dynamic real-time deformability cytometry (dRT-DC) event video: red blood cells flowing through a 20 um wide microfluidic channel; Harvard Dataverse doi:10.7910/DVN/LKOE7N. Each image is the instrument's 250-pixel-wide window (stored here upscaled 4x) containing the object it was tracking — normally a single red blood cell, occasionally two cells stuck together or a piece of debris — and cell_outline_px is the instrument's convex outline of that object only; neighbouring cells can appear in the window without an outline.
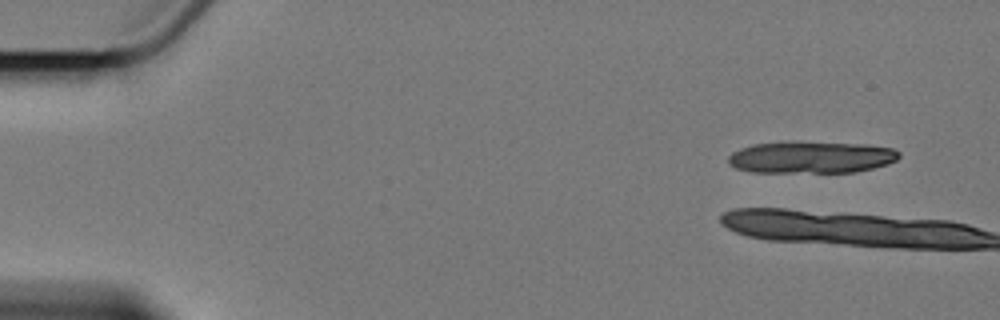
{"species": "Egyptian fruit bat (a non-hibernating species)", "species_latin": "Rousettus aegyptiacus", "temperature_condition": "cold", "stored_images_in_passage": 8, "camera_frame_rate_fps": 3000, "um_per_image_px": 0.085, "animal": {"sex": "female"}, "frame": {"image": 1, "passage_image": 1, "time_ms": 0.0, "image_size_px": [1000, 320], "cell_outline_px": [[900, 156], [896, 160], [888, 164], [856, 172], [752, 172], [736, 168], [728, 164], [728, 156], [732, 152], [740, 148], [752, 144], [792, 140], [868, 144], [892, 148], [900, 152]], "centroid_in_image_um": [68.93, 13.34], "position_along_channel_um": 16.1, "area_um2": 32.48}}
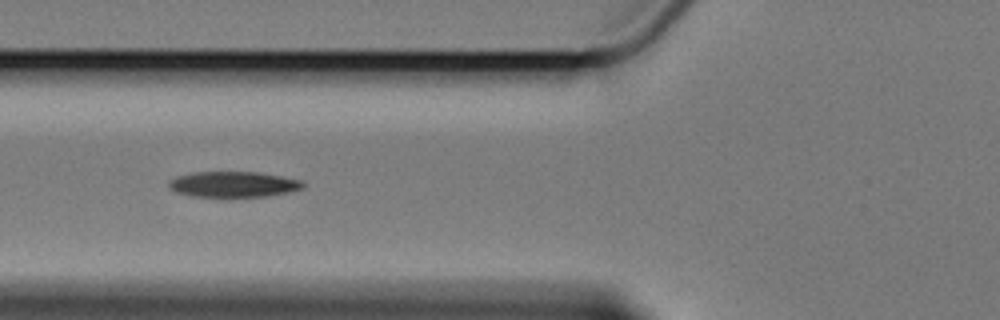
{"frame": {"image": 2, "passage_image": 7, "time_ms": 8.0, "image_size_px": [1000, 320], "cell_outline_px": [[304, 188], [292, 192], [268, 196], [228, 200], [192, 196], [176, 192], [168, 188], [168, 180], [176, 176], [192, 172], [256, 172], [304, 180]], "centroid_in_image_um": [19.83, 15.72], "position_along_channel_um": 106.0, "area_um2": 21.27}}
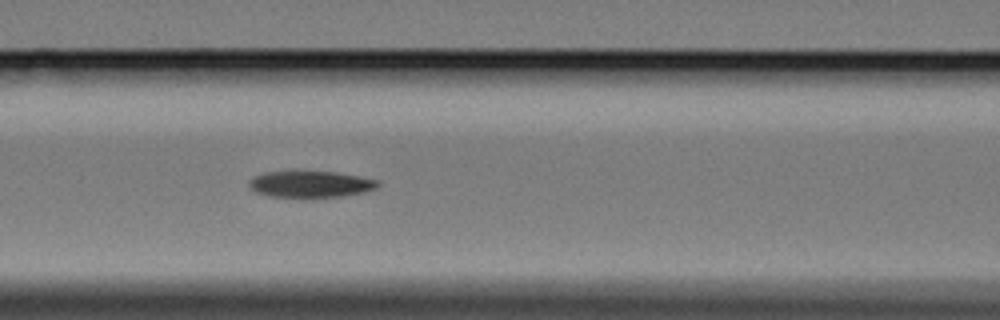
{"frame": {"image": 3, "passage_image": 8, "time_ms": 9.0, "image_size_px": [1000, 320], "cell_outline_px": [[380, 184], [376, 188], [364, 192], [344, 196], [312, 200], [304, 200], [264, 196], [256, 192], [248, 184], [248, 180], [264, 172], [296, 168], [336, 172], [380, 180]], "centroid_in_image_um": [26.34, 15.66], "position_along_channel_um": 140.3, "area_um2": 21.79}}